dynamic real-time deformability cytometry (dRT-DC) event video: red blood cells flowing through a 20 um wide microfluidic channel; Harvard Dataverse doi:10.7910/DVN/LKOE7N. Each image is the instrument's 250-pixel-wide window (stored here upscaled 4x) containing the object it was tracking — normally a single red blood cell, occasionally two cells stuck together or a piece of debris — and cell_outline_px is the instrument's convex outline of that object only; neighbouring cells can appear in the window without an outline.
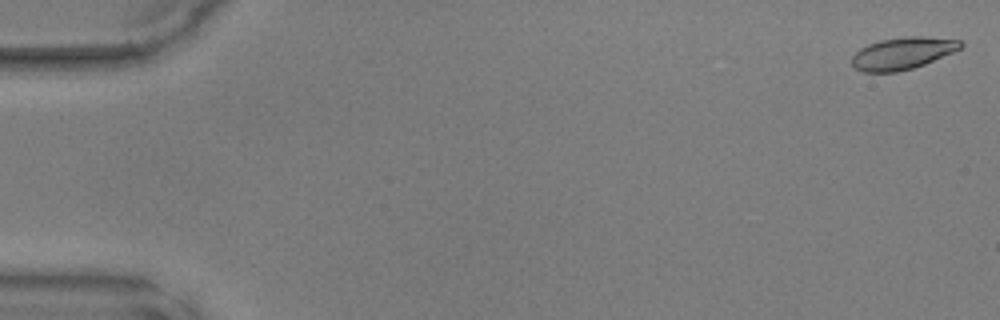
{"species": "common noctule bat (a hibernating species)", "species_latin": "Nyctalus noctula", "temperature_condition": "warm", "stored_images_in_passage": 22, "camera_frame_rate_fps": 3000, "um_per_image_px": 0.085, "animal": {"sex": "male", "body_mass_g": 17.9, "forearm_length_mm": 54.2}, "frame": {"image": 1, "passage_image": 1, "time_ms": 0.0, "image_size_px": [1000, 320], "cell_outline_px": [[964, 44], [960, 48], [952, 52], [924, 64], [912, 68], [896, 72], [864, 72], [856, 68], [852, 64], [852, 56], [860, 48], [868, 44], [880, 40], [908, 36], [920, 36], [960, 40]], "centroid_in_image_um": [76.69, 4.52], "position_along_channel_um": 8.3, "area_um2": 20.06}}
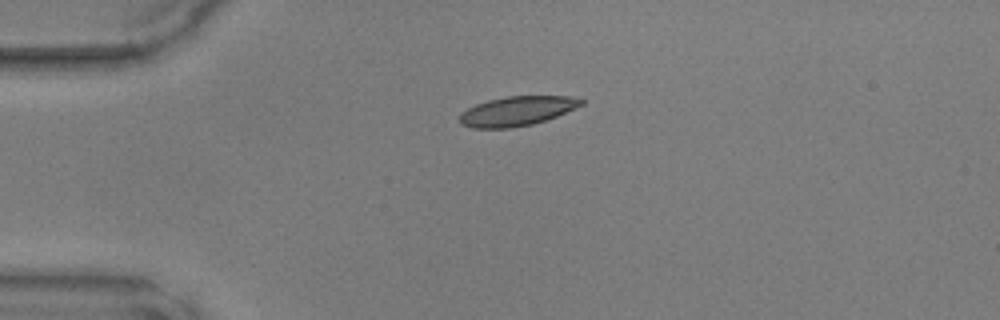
{"frame": {"image": 2, "passage_image": 12, "time_ms": 3.667, "image_size_px": [1000, 320], "cell_outline_px": [[584, 104], [556, 116], [532, 124], [508, 128], [472, 128], [460, 124], [460, 112], [476, 104], [488, 100], [508, 96], [572, 96], [584, 100]], "centroid_in_image_um": [43.92, 9.43], "position_along_channel_um": 41.1, "area_um2": 20.75}}